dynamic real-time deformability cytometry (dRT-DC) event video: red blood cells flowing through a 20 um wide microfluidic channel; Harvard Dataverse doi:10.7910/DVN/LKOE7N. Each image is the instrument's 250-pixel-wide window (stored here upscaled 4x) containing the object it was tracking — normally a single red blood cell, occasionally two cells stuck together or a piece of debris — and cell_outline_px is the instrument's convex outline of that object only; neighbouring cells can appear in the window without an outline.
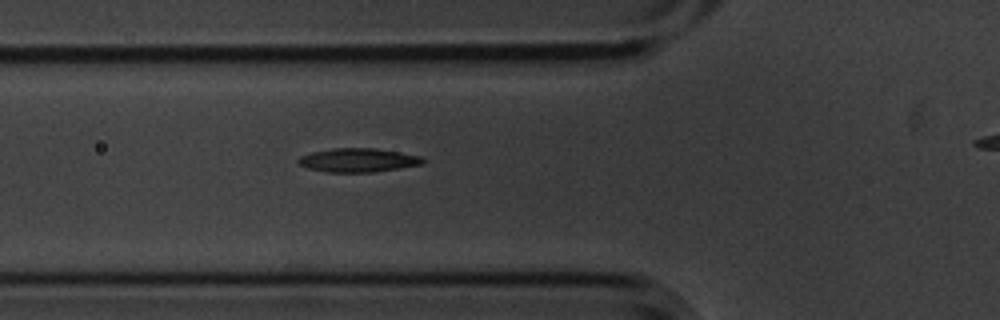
{"species": "common noctule bat (a hibernating species)", "species_latin": "Nyctalus noctula", "temperature_condition": "cold", "stored_images_in_passage": 4, "segment_of_instrument_passage": [1, 2], "camera_frame_rate_fps": 3000, "um_per_image_px": 0.085, "animal": {"sex": "male", "body_mass_g": 20.1, "forearm_length_mm": 53.5}, "frame": {"image": 1, "passage_image": 3, "time_ms": 0.667, "image_size_px": [1000, 320], "cell_outline_px": [[428, 160], [424, 164], [400, 168], [372, 172], [328, 172], [308, 168], [300, 164], [296, 160], [300, 156], [312, 152], [332, 148], [376, 148], [400, 152], [420, 156]], "centroid_in_image_um": [30.48, 13.61], "position_along_channel_um": 95.3, "area_um2": 17.34}}